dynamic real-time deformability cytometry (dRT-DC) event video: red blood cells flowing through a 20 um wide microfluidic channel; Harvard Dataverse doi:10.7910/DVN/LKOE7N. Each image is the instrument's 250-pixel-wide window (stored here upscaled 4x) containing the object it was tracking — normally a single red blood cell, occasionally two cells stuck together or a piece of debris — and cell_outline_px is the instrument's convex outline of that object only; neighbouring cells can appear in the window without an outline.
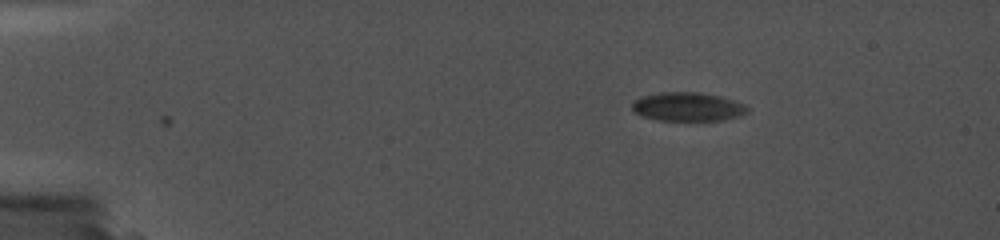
{"species": "common noctule bat (a hibernating species)", "species_latin": "Nyctalus noctula", "temperature_condition": "cold", "stored_images_in_passage": 2, "camera_frame_rate_fps": 5000, "um_per_image_px": 0.085, "animal": {"sex": "female", "body_mass_g": 19.0, "forearm_length_mm": 56.7}, "frame": {"image": 1, "passage_image": 1, "time_ms": 0.0, "image_size_px": [1000, 240], "cell_outline_px": [[624, 136], [548, 136], [476, 132], [472, 128], [476, 124], [556, 124], [620, 128], [624, 132]], "centroid_in_image_um": [46.64, 11.05], "position_along_channel_um": 38.4, "area_um2": 10.81}}